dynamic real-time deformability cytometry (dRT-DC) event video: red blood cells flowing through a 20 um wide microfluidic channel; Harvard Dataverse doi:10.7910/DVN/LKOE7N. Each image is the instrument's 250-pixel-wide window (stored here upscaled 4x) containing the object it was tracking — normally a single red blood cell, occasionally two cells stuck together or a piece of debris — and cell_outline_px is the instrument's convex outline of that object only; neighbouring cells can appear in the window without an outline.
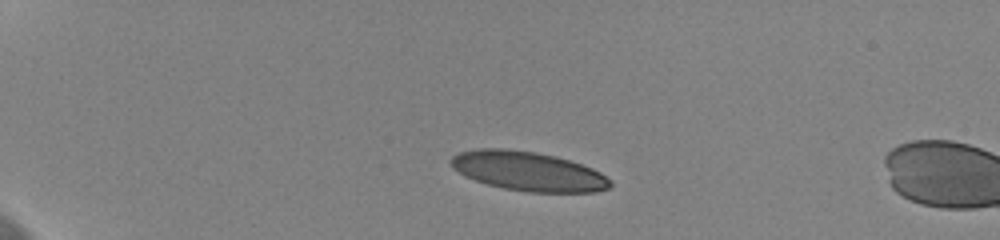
{"species": "human", "species_latin": "Homo sapiens", "temperature_condition": "cold", "stored_images_in_passage": 2, "camera_frame_rate_fps": 3000, "um_per_image_px": 0.085, "donor": {"sex": "female"}, "frame": {"image": 1, "passage_image": 1, "time_ms": 0.0, "image_size_px": [1000, 240], "cell_outline_px": [[612, 184], [608, 188], [596, 192], [528, 192], [504, 188], [488, 184], [464, 176], [452, 168], [448, 160], [452, 156], [460, 152], [476, 148], [508, 148], [536, 152], [556, 156], [592, 168], [600, 172]], "centroid_in_image_um": [44.83, 14.54], "position_along_channel_um": 40.2, "area_um2": 36.47}}